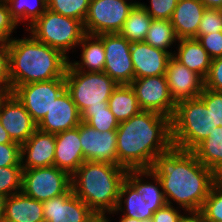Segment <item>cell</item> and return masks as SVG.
I'll use <instances>...</instances> for the list:
<instances>
[{
    "label": "cell",
    "instance_id": "obj_21",
    "mask_svg": "<svg viewBox=\"0 0 222 222\" xmlns=\"http://www.w3.org/2000/svg\"><path fill=\"white\" fill-rule=\"evenodd\" d=\"M205 9V5L200 0L178 1L170 19L178 39H190L197 36Z\"/></svg>",
    "mask_w": 222,
    "mask_h": 222
},
{
    "label": "cell",
    "instance_id": "obj_11",
    "mask_svg": "<svg viewBox=\"0 0 222 222\" xmlns=\"http://www.w3.org/2000/svg\"><path fill=\"white\" fill-rule=\"evenodd\" d=\"M142 111L173 117L176 103L170 95L165 75L135 78L130 84Z\"/></svg>",
    "mask_w": 222,
    "mask_h": 222
},
{
    "label": "cell",
    "instance_id": "obj_2",
    "mask_svg": "<svg viewBox=\"0 0 222 222\" xmlns=\"http://www.w3.org/2000/svg\"><path fill=\"white\" fill-rule=\"evenodd\" d=\"M117 134V165L127 170L150 169L155 158L172 145L171 119L141 111L120 122Z\"/></svg>",
    "mask_w": 222,
    "mask_h": 222
},
{
    "label": "cell",
    "instance_id": "obj_41",
    "mask_svg": "<svg viewBox=\"0 0 222 222\" xmlns=\"http://www.w3.org/2000/svg\"><path fill=\"white\" fill-rule=\"evenodd\" d=\"M21 166V145L19 143H0V168Z\"/></svg>",
    "mask_w": 222,
    "mask_h": 222
},
{
    "label": "cell",
    "instance_id": "obj_14",
    "mask_svg": "<svg viewBox=\"0 0 222 222\" xmlns=\"http://www.w3.org/2000/svg\"><path fill=\"white\" fill-rule=\"evenodd\" d=\"M0 122L13 142L25 143L37 129V124L21 102L11 93L0 100Z\"/></svg>",
    "mask_w": 222,
    "mask_h": 222
},
{
    "label": "cell",
    "instance_id": "obj_35",
    "mask_svg": "<svg viewBox=\"0 0 222 222\" xmlns=\"http://www.w3.org/2000/svg\"><path fill=\"white\" fill-rule=\"evenodd\" d=\"M22 166H9L0 168V194L5 197L22 191Z\"/></svg>",
    "mask_w": 222,
    "mask_h": 222
},
{
    "label": "cell",
    "instance_id": "obj_48",
    "mask_svg": "<svg viewBox=\"0 0 222 222\" xmlns=\"http://www.w3.org/2000/svg\"><path fill=\"white\" fill-rule=\"evenodd\" d=\"M0 143L5 144V143H16L11 140V138L8 135V132L5 130V128L2 126L0 122Z\"/></svg>",
    "mask_w": 222,
    "mask_h": 222
},
{
    "label": "cell",
    "instance_id": "obj_52",
    "mask_svg": "<svg viewBox=\"0 0 222 222\" xmlns=\"http://www.w3.org/2000/svg\"><path fill=\"white\" fill-rule=\"evenodd\" d=\"M5 93L0 90V100L4 97Z\"/></svg>",
    "mask_w": 222,
    "mask_h": 222
},
{
    "label": "cell",
    "instance_id": "obj_45",
    "mask_svg": "<svg viewBox=\"0 0 222 222\" xmlns=\"http://www.w3.org/2000/svg\"><path fill=\"white\" fill-rule=\"evenodd\" d=\"M184 213L178 222H206L204 220L203 215L199 211L198 212H184Z\"/></svg>",
    "mask_w": 222,
    "mask_h": 222
},
{
    "label": "cell",
    "instance_id": "obj_34",
    "mask_svg": "<svg viewBox=\"0 0 222 222\" xmlns=\"http://www.w3.org/2000/svg\"><path fill=\"white\" fill-rule=\"evenodd\" d=\"M199 212L206 222H222V179L211 187Z\"/></svg>",
    "mask_w": 222,
    "mask_h": 222
},
{
    "label": "cell",
    "instance_id": "obj_13",
    "mask_svg": "<svg viewBox=\"0 0 222 222\" xmlns=\"http://www.w3.org/2000/svg\"><path fill=\"white\" fill-rule=\"evenodd\" d=\"M79 137L85 161L117 165L116 130L100 132L85 122L79 124Z\"/></svg>",
    "mask_w": 222,
    "mask_h": 222
},
{
    "label": "cell",
    "instance_id": "obj_8",
    "mask_svg": "<svg viewBox=\"0 0 222 222\" xmlns=\"http://www.w3.org/2000/svg\"><path fill=\"white\" fill-rule=\"evenodd\" d=\"M71 188V176L56 166L23 170L22 192L37 201L65 194Z\"/></svg>",
    "mask_w": 222,
    "mask_h": 222
},
{
    "label": "cell",
    "instance_id": "obj_22",
    "mask_svg": "<svg viewBox=\"0 0 222 222\" xmlns=\"http://www.w3.org/2000/svg\"><path fill=\"white\" fill-rule=\"evenodd\" d=\"M125 180L142 195L153 213L167 204L160 180L150 169L128 170Z\"/></svg>",
    "mask_w": 222,
    "mask_h": 222
},
{
    "label": "cell",
    "instance_id": "obj_42",
    "mask_svg": "<svg viewBox=\"0 0 222 222\" xmlns=\"http://www.w3.org/2000/svg\"><path fill=\"white\" fill-rule=\"evenodd\" d=\"M204 87L216 92H222V57L211 60Z\"/></svg>",
    "mask_w": 222,
    "mask_h": 222
},
{
    "label": "cell",
    "instance_id": "obj_39",
    "mask_svg": "<svg viewBox=\"0 0 222 222\" xmlns=\"http://www.w3.org/2000/svg\"><path fill=\"white\" fill-rule=\"evenodd\" d=\"M0 90L5 94L12 93L10 80L9 49L6 41H0Z\"/></svg>",
    "mask_w": 222,
    "mask_h": 222
},
{
    "label": "cell",
    "instance_id": "obj_28",
    "mask_svg": "<svg viewBox=\"0 0 222 222\" xmlns=\"http://www.w3.org/2000/svg\"><path fill=\"white\" fill-rule=\"evenodd\" d=\"M108 107L119 123L142 111L130 85H118L108 99Z\"/></svg>",
    "mask_w": 222,
    "mask_h": 222
},
{
    "label": "cell",
    "instance_id": "obj_50",
    "mask_svg": "<svg viewBox=\"0 0 222 222\" xmlns=\"http://www.w3.org/2000/svg\"><path fill=\"white\" fill-rule=\"evenodd\" d=\"M6 199H7V197L0 194V220H3V218H4Z\"/></svg>",
    "mask_w": 222,
    "mask_h": 222
},
{
    "label": "cell",
    "instance_id": "obj_36",
    "mask_svg": "<svg viewBox=\"0 0 222 222\" xmlns=\"http://www.w3.org/2000/svg\"><path fill=\"white\" fill-rule=\"evenodd\" d=\"M219 31H222V9L206 8L194 39Z\"/></svg>",
    "mask_w": 222,
    "mask_h": 222
},
{
    "label": "cell",
    "instance_id": "obj_10",
    "mask_svg": "<svg viewBox=\"0 0 222 222\" xmlns=\"http://www.w3.org/2000/svg\"><path fill=\"white\" fill-rule=\"evenodd\" d=\"M65 89V78H57L20 85L12 91V94L25 107L32 120L38 124Z\"/></svg>",
    "mask_w": 222,
    "mask_h": 222
},
{
    "label": "cell",
    "instance_id": "obj_4",
    "mask_svg": "<svg viewBox=\"0 0 222 222\" xmlns=\"http://www.w3.org/2000/svg\"><path fill=\"white\" fill-rule=\"evenodd\" d=\"M127 169L105 162L85 161L71 176L73 193L93 212L116 210Z\"/></svg>",
    "mask_w": 222,
    "mask_h": 222
},
{
    "label": "cell",
    "instance_id": "obj_30",
    "mask_svg": "<svg viewBox=\"0 0 222 222\" xmlns=\"http://www.w3.org/2000/svg\"><path fill=\"white\" fill-rule=\"evenodd\" d=\"M178 40L170 20L152 19L144 41L152 47L164 50L173 56L174 51L169 50V48L177 44Z\"/></svg>",
    "mask_w": 222,
    "mask_h": 222
},
{
    "label": "cell",
    "instance_id": "obj_33",
    "mask_svg": "<svg viewBox=\"0 0 222 222\" xmlns=\"http://www.w3.org/2000/svg\"><path fill=\"white\" fill-rule=\"evenodd\" d=\"M91 0H47V9L84 22Z\"/></svg>",
    "mask_w": 222,
    "mask_h": 222
},
{
    "label": "cell",
    "instance_id": "obj_1",
    "mask_svg": "<svg viewBox=\"0 0 222 222\" xmlns=\"http://www.w3.org/2000/svg\"><path fill=\"white\" fill-rule=\"evenodd\" d=\"M150 170L160 180L167 204H177L185 212L200 211L220 179L192 151L173 146L155 158Z\"/></svg>",
    "mask_w": 222,
    "mask_h": 222
},
{
    "label": "cell",
    "instance_id": "obj_32",
    "mask_svg": "<svg viewBox=\"0 0 222 222\" xmlns=\"http://www.w3.org/2000/svg\"><path fill=\"white\" fill-rule=\"evenodd\" d=\"M81 121L100 132L117 130L119 126L109 107L87 108L81 114Z\"/></svg>",
    "mask_w": 222,
    "mask_h": 222
},
{
    "label": "cell",
    "instance_id": "obj_16",
    "mask_svg": "<svg viewBox=\"0 0 222 222\" xmlns=\"http://www.w3.org/2000/svg\"><path fill=\"white\" fill-rule=\"evenodd\" d=\"M81 113L65 89L54 101L50 110L37 124L41 131L57 134L79 126Z\"/></svg>",
    "mask_w": 222,
    "mask_h": 222
},
{
    "label": "cell",
    "instance_id": "obj_23",
    "mask_svg": "<svg viewBox=\"0 0 222 222\" xmlns=\"http://www.w3.org/2000/svg\"><path fill=\"white\" fill-rule=\"evenodd\" d=\"M4 220L8 222H45L43 203L22 191L7 197Z\"/></svg>",
    "mask_w": 222,
    "mask_h": 222
},
{
    "label": "cell",
    "instance_id": "obj_20",
    "mask_svg": "<svg viewBox=\"0 0 222 222\" xmlns=\"http://www.w3.org/2000/svg\"><path fill=\"white\" fill-rule=\"evenodd\" d=\"M54 166L72 176L85 162L79 137V126L55 134Z\"/></svg>",
    "mask_w": 222,
    "mask_h": 222
},
{
    "label": "cell",
    "instance_id": "obj_7",
    "mask_svg": "<svg viewBox=\"0 0 222 222\" xmlns=\"http://www.w3.org/2000/svg\"><path fill=\"white\" fill-rule=\"evenodd\" d=\"M66 90L82 114L87 108L108 107V99L118 84L105 72H83L70 63L66 73Z\"/></svg>",
    "mask_w": 222,
    "mask_h": 222
},
{
    "label": "cell",
    "instance_id": "obj_3",
    "mask_svg": "<svg viewBox=\"0 0 222 222\" xmlns=\"http://www.w3.org/2000/svg\"><path fill=\"white\" fill-rule=\"evenodd\" d=\"M12 91L24 84L65 78L70 58L30 33L7 42Z\"/></svg>",
    "mask_w": 222,
    "mask_h": 222
},
{
    "label": "cell",
    "instance_id": "obj_38",
    "mask_svg": "<svg viewBox=\"0 0 222 222\" xmlns=\"http://www.w3.org/2000/svg\"><path fill=\"white\" fill-rule=\"evenodd\" d=\"M206 105L215 118L216 127L222 126V92H216L208 88H203L198 96Z\"/></svg>",
    "mask_w": 222,
    "mask_h": 222
},
{
    "label": "cell",
    "instance_id": "obj_19",
    "mask_svg": "<svg viewBox=\"0 0 222 222\" xmlns=\"http://www.w3.org/2000/svg\"><path fill=\"white\" fill-rule=\"evenodd\" d=\"M130 54L135 78L165 75L171 57L168 52L152 47L145 41L131 43Z\"/></svg>",
    "mask_w": 222,
    "mask_h": 222
},
{
    "label": "cell",
    "instance_id": "obj_40",
    "mask_svg": "<svg viewBox=\"0 0 222 222\" xmlns=\"http://www.w3.org/2000/svg\"><path fill=\"white\" fill-rule=\"evenodd\" d=\"M18 26L10 14L6 1L0 0V41L8 42L13 39L12 33Z\"/></svg>",
    "mask_w": 222,
    "mask_h": 222
},
{
    "label": "cell",
    "instance_id": "obj_27",
    "mask_svg": "<svg viewBox=\"0 0 222 222\" xmlns=\"http://www.w3.org/2000/svg\"><path fill=\"white\" fill-rule=\"evenodd\" d=\"M192 152L205 167L222 179V126L212 128L208 138L198 144Z\"/></svg>",
    "mask_w": 222,
    "mask_h": 222
},
{
    "label": "cell",
    "instance_id": "obj_18",
    "mask_svg": "<svg viewBox=\"0 0 222 222\" xmlns=\"http://www.w3.org/2000/svg\"><path fill=\"white\" fill-rule=\"evenodd\" d=\"M55 134L44 132L38 128L21 144V166L23 169L54 166Z\"/></svg>",
    "mask_w": 222,
    "mask_h": 222
},
{
    "label": "cell",
    "instance_id": "obj_26",
    "mask_svg": "<svg viewBox=\"0 0 222 222\" xmlns=\"http://www.w3.org/2000/svg\"><path fill=\"white\" fill-rule=\"evenodd\" d=\"M118 212L123 216L140 221L153 216L151 206L142 200V195L138 194L126 180L122 183L116 210L108 213V216L117 215Z\"/></svg>",
    "mask_w": 222,
    "mask_h": 222
},
{
    "label": "cell",
    "instance_id": "obj_25",
    "mask_svg": "<svg viewBox=\"0 0 222 222\" xmlns=\"http://www.w3.org/2000/svg\"><path fill=\"white\" fill-rule=\"evenodd\" d=\"M81 47V61H70L69 63L79 71L103 72L105 65V48L101 35L85 34L78 44Z\"/></svg>",
    "mask_w": 222,
    "mask_h": 222
},
{
    "label": "cell",
    "instance_id": "obj_6",
    "mask_svg": "<svg viewBox=\"0 0 222 222\" xmlns=\"http://www.w3.org/2000/svg\"><path fill=\"white\" fill-rule=\"evenodd\" d=\"M26 31L41 43L59 50L68 58V53L78 48V44L86 34L82 21L49 9H46Z\"/></svg>",
    "mask_w": 222,
    "mask_h": 222
},
{
    "label": "cell",
    "instance_id": "obj_5",
    "mask_svg": "<svg viewBox=\"0 0 222 222\" xmlns=\"http://www.w3.org/2000/svg\"><path fill=\"white\" fill-rule=\"evenodd\" d=\"M215 127L214 116L199 97L179 101L171 118L172 145L192 151Z\"/></svg>",
    "mask_w": 222,
    "mask_h": 222
},
{
    "label": "cell",
    "instance_id": "obj_37",
    "mask_svg": "<svg viewBox=\"0 0 222 222\" xmlns=\"http://www.w3.org/2000/svg\"><path fill=\"white\" fill-rule=\"evenodd\" d=\"M179 0H150V5L142 2V7L153 19L170 20Z\"/></svg>",
    "mask_w": 222,
    "mask_h": 222
},
{
    "label": "cell",
    "instance_id": "obj_29",
    "mask_svg": "<svg viewBox=\"0 0 222 222\" xmlns=\"http://www.w3.org/2000/svg\"><path fill=\"white\" fill-rule=\"evenodd\" d=\"M152 19L142 6L133 7L119 34L130 43L142 42L145 40Z\"/></svg>",
    "mask_w": 222,
    "mask_h": 222
},
{
    "label": "cell",
    "instance_id": "obj_44",
    "mask_svg": "<svg viewBox=\"0 0 222 222\" xmlns=\"http://www.w3.org/2000/svg\"><path fill=\"white\" fill-rule=\"evenodd\" d=\"M180 209L178 206L176 208L174 205L166 204L153 213L152 220L153 222H178L183 216Z\"/></svg>",
    "mask_w": 222,
    "mask_h": 222
},
{
    "label": "cell",
    "instance_id": "obj_43",
    "mask_svg": "<svg viewBox=\"0 0 222 222\" xmlns=\"http://www.w3.org/2000/svg\"><path fill=\"white\" fill-rule=\"evenodd\" d=\"M198 41L202 44L211 59L222 57V31L201 35Z\"/></svg>",
    "mask_w": 222,
    "mask_h": 222
},
{
    "label": "cell",
    "instance_id": "obj_9",
    "mask_svg": "<svg viewBox=\"0 0 222 222\" xmlns=\"http://www.w3.org/2000/svg\"><path fill=\"white\" fill-rule=\"evenodd\" d=\"M133 6L124 0H91L83 22L85 33H119Z\"/></svg>",
    "mask_w": 222,
    "mask_h": 222
},
{
    "label": "cell",
    "instance_id": "obj_24",
    "mask_svg": "<svg viewBox=\"0 0 222 222\" xmlns=\"http://www.w3.org/2000/svg\"><path fill=\"white\" fill-rule=\"evenodd\" d=\"M177 44V51L174 50L173 57L204 80L212 59L202 44L194 38L179 39Z\"/></svg>",
    "mask_w": 222,
    "mask_h": 222
},
{
    "label": "cell",
    "instance_id": "obj_12",
    "mask_svg": "<svg viewBox=\"0 0 222 222\" xmlns=\"http://www.w3.org/2000/svg\"><path fill=\"white\" fill-rule=\"evenodd\" d=\"M105 48L104 70L118 85H129L134 79L131 43L119 33L102 34Z\"/></svg>",
    "mask_w": 222,
    "mask_h": 222
},
{
    "label": "cell",
    "instance_id": "obj_31",
    "mask_svg": "<svg viewBox=\"0 0 222 222\" xmlns=\"http://www.w3.org/2000/svg\"><path fill=\"white\" fill-rule=\"evenodd\" d=\"M17 24L31 26L47 9V0H5Z\"/></svg>",
    "mask_w": 222,
    "mask_h": 222
},
{
    "label": "cell",
    "instance_id": "obj_17",
    "mask_svg": "<svg viewBox=\"0 0 222 222\" xmlns=\"http://www.w3.org/2000/svg\"><path fill=\"white\" fill-rule=\"evenodd\" d=\"M42 203L45 222H84L93 212L72 188Z\"/></svg>",
    "mask_w": 222,
    "mask_h": 222
},
{
    "label": "cell",
    "instance_id": "obj_49",
    "mask_svg": "<svg viewBox=\"0 0 222 222\" xmlns=\"http://www.w3.org/2000/svg\"><path fill=\"white\" fill-rule=\"evenodd\" d=\"M119 218H120L119 222H153L152 218L142 220V221H140L138 219L126 217V216H123V215H120ZM109 222H111V220H109Z\"/></svg>",
    "mask_w": 222,
    "mask_h": 222
},
{
    "label": "cell",
    "instance_id": "obj_47",
    "mask_svg": "<svg viewBox=\"0 0 222 222\" xmlns=\"http://www.w3.org/2000/svg\"><path fill=\"white\" fill-rule=\"evenodd\" d=\"M206 8L222 9V0H200Z\"/></svg>",
    "mask_w": 222,
    "mask_h": 222
},
{
    "label": "cell",
    "instance_id": "obj_15",
    "mask_svg": "<svg viewBox=\"0 0 222 222\" xmlns=\"http://www.w3.org/2000/svg\"><path fill=\"white\" fill-rule=\"evenodd\" d=\"M165 76L170 95L175 103L197 98L204 88V80L173 56L169 58Z\"/></svg>",
    "mask_w": 222,
    "mask_h": 222
},
{
    "label": "cell",
    "instance_id": "obj_51",
    "mask_svg": "<svg viewBox=\"0 0 222 222\" xmlns=\"http://www.w3.org/2000/svg\"><path fill=\"white\" fill-rule=\"evenodd\" d=\"M125 2H128V3H130L133 7H139V6H142V3L141 2H137L136 0L134 1V0H124Z\"/></svg>",
    "mask_w": 222,
    "mask_h": 222
},
{
    "label": "cell",
    "instance_id": "obj_46",
    "mask_svg": "<svg viewBox=\"0 0 222 222\" xmlns=\"http://www.w3.org/2000/svg\"><path fill=\"white\" fill-rule=\"evenodd\" d=\"M106 212H92L84 222H109L110 218Z\"/></svg>",
    "mask_w": 222,
    "mask_h": 222
}]
</instances>
